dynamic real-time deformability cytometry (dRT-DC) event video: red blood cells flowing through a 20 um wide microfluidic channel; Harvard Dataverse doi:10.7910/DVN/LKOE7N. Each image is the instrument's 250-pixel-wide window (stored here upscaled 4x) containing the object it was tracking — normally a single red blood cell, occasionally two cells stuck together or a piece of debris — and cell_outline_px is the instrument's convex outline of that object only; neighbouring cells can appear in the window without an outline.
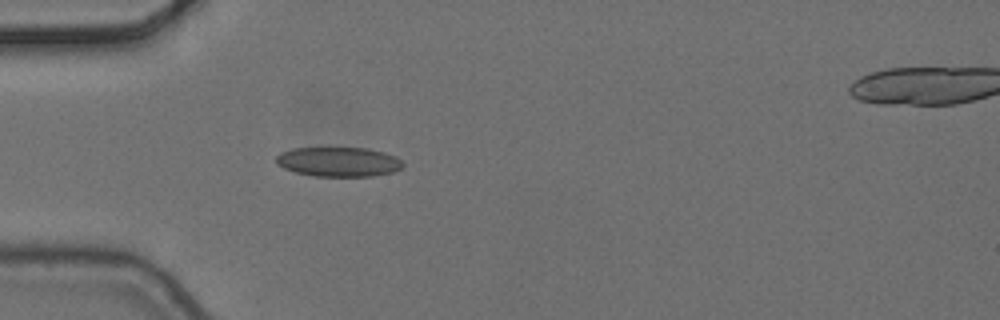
{"species": "common noctule bat (a hibernating species)", "species_latin": "Nyctalus noctula", "temperature_condition": "cold", "stored_images_in_passage": 5, "camera_frame_rate_fps": 3000, "um_per_image_px": 0.085, "animal": {"sex": "female", "body_mass_g": 24.6, "forearm_length_mm": 56.2}, "frame": {"image": 1, "passage_image": 4, "time_ms": 1.0, "image_size_px": [1000, 320], "cell_outline_px": [[404, 164], [400, 168], [392, 172], [372, 176], [316, 176], [296, 172], [284, 168], [276, 164], [276, 156], [280, 152], [292, 148], [368, 148], [384, 152], [396, 156]], "centroid_in_image_um": [28.76, 13.74], "position_along_channel_um": 56.2, "area_um2": 21.79}}